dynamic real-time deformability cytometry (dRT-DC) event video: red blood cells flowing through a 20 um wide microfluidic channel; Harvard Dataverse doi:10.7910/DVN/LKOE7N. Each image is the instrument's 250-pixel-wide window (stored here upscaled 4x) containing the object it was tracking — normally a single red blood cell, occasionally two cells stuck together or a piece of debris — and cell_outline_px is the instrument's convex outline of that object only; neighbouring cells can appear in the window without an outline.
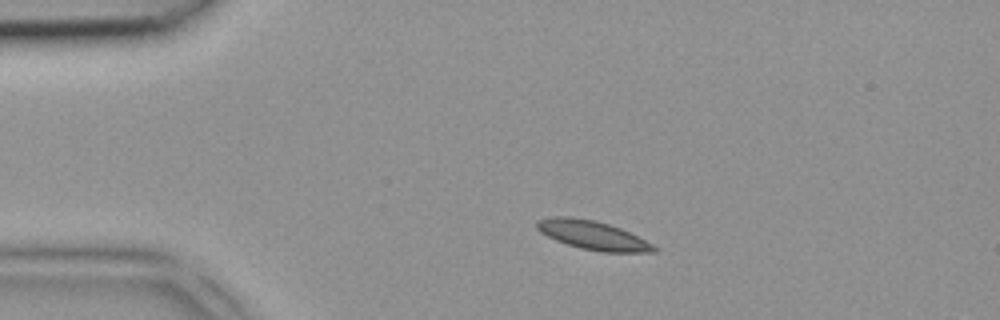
{"species": "common noctule bat (a hibernating species)", "species_latin": "Nyctalus noctula", "temperature_condition": "room temperature", "stored_images_in_passage": 2, "camera_frame_rate_fps": 3000, "um_per_image_px": 0.085, "animal": {"sex": "female", "body_mass_g": 18.4}, "frame": {"image": 1, "passage_image": 1, "time_ms": 0.0, "image_size_px": [1000, 320], "cell_outline_px": [[660, 248], [656, 252], [600, 252], [580, 248], [556, 240], [540, 232], [536, 228], [536, 220], [552, 216], [568, 216], [596, 220], [620, 228]], "centroid_in_image_um": [50.36, 19.98], "position_along_channel_um": 34.6, "area_um2": 19.65}}